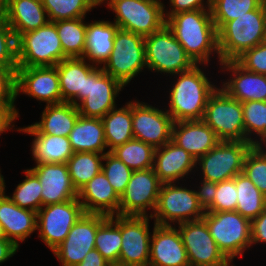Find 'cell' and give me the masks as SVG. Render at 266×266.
I'll return each instance as SVG.
<instances>
[{"label": "cell", "instance_id": "1", "mask_svg": "<svg viewBox=\"0 0 266 266\" xmlns=\"http://www.w3.org/2000/svg\"><path fill=\"white\" fill-rule=\"evenodd\" d=\"M167 27L196 65H207L211 55H218V33L210 9L173 14L166 19Z\"/></svg>", "mask_w": 266, "mask_h": 266}, {"label": "cell", "instance_id": "2", "mask_svg": "<svg viewBox=\"0 0 266 266\" xmlns=\"http://www.w3.org/2000/svg\"><path fill=\"white\" fill-rule=\"evenodd\" d=\"M200 65L178 73V78L169 89V107L164 108L174 122L202 120L209 96L217 89L211 84Z\"/></svg>", "mask_w": 266, "mask_h": 266}, {"label": "cell", "instance_id": "3", "mask_svg": "<svg viewBox=\"0 0 266 266\" xmlns=\"http://www.w3.org/2000/svg\"><path fill=\"white\" fill-rule=\"evenodd\" d=\"M217 33L221 63L236 60L266 40V0L257 9L226 22Z\"/></svg>", "mask_w": 266, "mask_h": 266}, {"label": "cell", "instance_id": "4", "mask_svg": "<svg viewBox=\"0 0 266 266\" xmlns=\"http://www.w3.org/2000/svg\"><path fill=\"white\" fill-rule=\"evenodd\" d=\"M104 2L115 12L113 23L120 29L147 37L166 25L161 0H100V5Z\"/></svg>", "mask_w": 266, "mask_h": 266}, {"label": "cell", "instance_id": "5", "mask_svg": "<svg viewBox=\"0 0 266 266\" xmlns=\"http://www.w3.org/2000/svg\"><path fill=\"white\" fill-rule=\"evenodd\" d=\"M219 250L232 263L251 247V221L237 211L207 212L202 218Z\"/></svg>", "mask_w": 266, "mask_h": 266}, {"label": "cell", "instance_id": "6", "mask_svg": "<svg viewBox=\"0 0 266 266\" xmlns=\"http://www.w3.org/2000/svg\"><path fill=\"white\" fill-rule=\"evenodd\" d=\"M144 68H147L144 37L118 28L103 71L126 87Z\"/></svg>", "mask_w": 266, "mask_h": 266}, {"label": "cell", "instance_id": "7", "mask_svg": "<svg viewBox=\"0 0 266 266\" xmlns=\"http://www.w3.org/2000/svg\"><path fill=\"white\" fill-rule=\"evenodd\" d=\"M64 59L66 57L53 22L17 38L18 67L56 66Z\"/></svg>", "mask_w": 266, "mask_h": 266}, {"label": "cell", "instance_id": "8", "mask_svg": "<svg viewBox=\"0 0 266 266\" xmlns=\"http://www.w3.org/2000/svg\"><path fill=\"white\" fill-rule=\"evenodd\" d=\"M144 42L146 64L150 71L177 76L196 65L167 25L144 37Z\"/></svg>", "mask_w": 266, "mask_h": 266}, {"label": "cell", "instance_id": "9", "mask_svg": "<svg viewBox=\"0 0 266 266\" xmlns=\"http://www.w3.org/2000/svg\"><path fill=\"white\" fill-rule=\"evenodd\" d=\"M204 214L205 210L198 202L195 190L174 182L162 184L151 218L156 225L171 226L175 222L180 224L200 220Z\"/></svg>", "mask_w": 266, "mask_h": 266}, {"label": "cell", "instance_id": "10", "mask_svg": "<svg viewBox=\"0 0 266 266\" xmlns=\"http://www.w3.org/2000/svg\"><path fill=\"white\" fill-rule=\"evenodd\" d=\"M202 120L221 141H247L242 103L220 87L209 96Z\"/></svg>", "mask_w": 266, "mask_h": 266}, {"label": "cell", "instance_id": "11", "mask_svg": "<svg viewBox=\"0 0 266 266\" xmlns=\"http://www.w3.org/2000/svg\"><path fill=\"white\" fill-rule=\"evenodd\" d=\"M251 147L249 141H220L196 160L202 179L218 183L234 178L242 172L246 154Z\"/></svg>", "mask_w": 266, "mask_h": 266}, {"label": "cell", "instance_id": "12", "mask_svg": "<svg viewBox=\"0 0 266 266\" xmlns=\"http://www.w3.org/2000/svg\"><path fill=\"white\" fill-rule=\"evenodd\" d=\"M84 213L78 198L42 206L37 212L39 238L53 252Z\"/></svg>", "mask_w": 266, "mask_h": 266}, {"label": "cell", "instance_id": "13", "mask_svg": "<svg viewBox=\"0 0 266 266\" xmlns=\"http://www.w3.org/2000/svg\"><path fill=\"white\" fill-rule=\"evenodd\" d=\"M124 86L102 67H96L85 77L84 93H80L77 108L81 116L102 118L117 107L116 97Z\"/></svg>", "mask_w": 266, "mask_h": 266}, {"label": "cell", "instance_id": "14", "mask_svg": "<svg viewBox=\"0 0 266 266\" xmlns=\"http://www.w3.org/2000/svg\"><path fill=\"white\" fill-rule=\"evenodd\" d=\"M162 184L153 168L133 171L120 197L118 215L149 216L147 212L152 209L151 217L155 211Z\"/></svg>", "mask_w": 266, "mask_h": 266}, {"label": "cell", "instance_id": "15", "mask_svg": "<svg viewBox=\"0 0 266 266\" xmlns=\"http://www.w3.org/2000/svg\"><path fill=\"white\" fill-rule=\"evenodd\" d=\"M189 264L195 266H235L219 250L203 219L178 224Z\"/></svg>", "mask_w": 266, "mask_h": 266}, {"label": "cell", "instance_id": "16", "mask_svg": "<svg viewBox=\"0 0 266 266\" xmlns=\"http://www.w3.org/2000/svg\"><path fill=\"white\" fill-rule=\"evenodd\" d=\"M109 216L84 213L73 225L64 241L53 251L62 266H76L95 249L98 227Z\"/></svg>", "mask_w": 266, "mask_h": 266}, {"label": "cell", "instance_id": "17", "mask_svg": "<svg viewBox=\"0 0 266 266\" xmlns=\"http://www.w3.org/2000/svg\"><path fill=\"white\" fill-rule=\"evenodd\" d=\"M174 120L165 110L148 103L132 101V129L134 138L155 149L172 140Z\"/></svg>", "mask_w": 266, "mask_h": 266}, {"label": "cell", "instance_id": "18", "mask_svg": "<svg viewBox=\"0 0 266 266\" xmlns=\"http://www.w3.org/2000/svg\"><path fill=\"white\" fill-rule=\"evenodd\" d=\"M15 100L20 93L45 102L46 105L62 102L56 66L18 67L15 73Z\"/></svg>", "mask_w": 266, "mask_h": 266}, {"label": "cell", "instance_id": "19", "mask_svg": "<svg viewBox=\"0 0 266 266\" xmlns=\"http://www.w3.org/2000/svg\"><path fill=\"white\" fill-rule=\"evenodd\" d=\"M150 216H122V245L119 264L125 266H148L150 242Z\"/></svg>", "mask_w": 266, "mask_h": 266}, {"label": "cell", "instance_id": "20", "mask_svg": "<svg viewBox=\"0 0 266 266\" xmlns=\"http://www.w3.org/2000/svg\"><path fill=\"white\" fill-rule=\"evenodd\" d=\"M30 170L42 185V206L78 198L66 163H40Z\"/></svg>", "mask_w": 266, "mask_h": 266}, {"label": "cell", "instance_id": "21", "mask_svg": "<svg viewBox=\"0 0 266 266\" xmlns=\"http://www.w3.org/2000/svg\"><path fill=\"white\" fill-rule=\"evenodd\" d=\"M175 225L161 226L154 223L148 266L189 265L186 249Z\"/></svg>", "mask_w": 266, "mask_h": 266}, {"label": "cell", "instance_id": "22", "mask_svg": "<svg viewBox=\"0 0 266 266\" xmlns=\"http://www.w3.org/2000/svg\"><path fill=\"white\" fill-rule=\"evenodd\" d=\"M222 71L232 73L221 88L232 98L242 102L266 101V75L243 68L236 60L220 63ZM233 76V77H232Z\"/></svg>", "mask_w": 266, "mask_h": 266}, {"label": "cell", "instance_id": "23", "mask_svg": "<svg viewBox=\"0 0 266 266\" xmlns=\"http://www.w3.org/2000/svg\"><path fill=\"white\" fill-rule=\"evenodd\" d=\"M195 167L196 159L172 140L155 149L153 169L162 183L180 184L179 180L194 173Z\"/></svg>", "mask_w": 266, "mask_h": 266}, {"label": "cell", "instance_id": "24", "mask_svg": "<svg viewBox=\"0 0 266 266\" xmlns=\"http://www.w3.org/2000/svg\"><path fill=\"white\" fill-rule=\"evenodd\" d=\"M172 141L197 160L221 140L203 120H182L173 124Z\"/></svg>", "mask_w": 266, "mask_h": 266}, {"label": "cell", "instance_id": "25", "mask_svg": "<svg viewBox=\"0 0 266 266\" xmlns=\"http://www.w3.org/2000/svg\"><path fill=\"white\" fill-rule=\"evenodd\" d=\"M80 114L77 106L70 102L46 105L41 120L27 127L16 129L25 134H48L68 137Z\"/></svg>", "mask_w": 266, "mask_h": 266}, {"label": "cell", "instance_id": "26", "mask_svg": "<svg viewBox=\"0 0 266 266\" xmlns=\"http://www.w3.org/2000/svg\"><path fill=\"white\" fill-rule=\"evenodd\" d=\"M78 199L85 213L118 215L120 197L102 170L78 192Z\"/></svg>", "mask_w": 266, "mask_h": 266}, {"label": "cell", "instance_id": "27", "mask_svg": "<svg viewBox=\"0 0 266 266\" xmlns=\"http://www.w3.org/2000/svg\"><path fill=\"white\" fill-rule=\"evenodd\" d=\"M0 223L6 239L19 248V242L37 230V212L17 206L4 191L0 195Z\"/></svg>", "mask_w": 266, "mask_h": 266}, {"label": "cell", "instance_id": "28", "mask_svg": "<svg viewBox=\"0 0 266 266\" xmlns=\"http://www.w3.org/2000/svg\"><path fill=\"white\" fill-rule=\"evenodd\" d=\"M3 18L12 28L16 38L49 22L42 0H6Z\"/></svg>", "mask_w": 266, "mask_h": 266}, {"label": "cell", "instance_id": "29", "mask_svg": "<svg viewBox=\"0 0 266 266\" xmlns=\"http://www.w3.org/2000/svg\"><path fill=\"white\" fill-rule=\"evenodd\" d=\"M84 58H66L56 65L59 76L62 102H70L77 106L80 93H84L85 77L96 66Z\"/></svg>", "mask_w": 266, "mask_h": 266}, {"label": "cell", "instance_id": "30", "mask_svg": "<svg viewBox=\"0 0 266 266\" xmlns=\"http://www.w3.org/2000/svg\"><path fill=\"white\" fill-rule=\"evenodd\" d=\"M117 30L118 26L110 21L98 20L87 23L83 58L96 67L104 66L113 49L114 35Z\"/></svg>", "mask_w": 266, "mask_h": 266}, {"label": "cell", "instance_id": "31", "mask_svg": "<svg viewBox=\"0 0 266 266\" xmlns=\"http://www.w3.org/2000/svg\"><path fill=\"white\" fill-rule=\"evenodd\" d=\"M68 138L73 152L107 153L104 125L100 118L80 115Z\"/></svg>", "mask_w": 266, "mask_h": 266}, {"label": "cell", "instance_id": "32", "mask_svg": "<svg viewBox=\"0 0 266 266\" xmlns=\"http://www.w3.org/2000/svg\"><path fill=\"white\" fill-rule=\"evenodd\" d=\"M107 151L111 152L117 146L134 138L132 129V101L121 108H114L101 118Z\"/></svg>", "mask_w": 266, "mask_h": 266}, {"label": "cell", "instance_id": "33", "mask_svg": "<svg viewBox=\"0 0 266 266\" xmlns=\"http://www.w3.org/2000/svg\"><path fill=\"white\" fill-rule=\"evenodd\" d=\"M34 136L31 151L36 164L66 163L73 155L68 137L48 134H29Z\"/></svg>", "mask_w": 266, "mask_h": 266}, {"label": "cell", "instance_id": "34", "mask_svg": "<svg viewBox=\"0 0 266 266\" xmlns=\"http://www.w3.org/2000/svg\"><path fill=\"white\" fill-rule=\"evenodd\" d=\"M85 17L58 20L56 26L66 58H83L86 45L87 23Z\"/></svg>", "mask_w": 266, "mask_h": 266}, {"label": "cell", "instance_id": "35", "mask_svg": "<svg viewBox=\"0 0 266 266\" xmlns=\"http://www.w3.org/2000/svg\"><path fill=\"white\" fill-rule=\"evenodd\" d=\"M121 245V215L109 216L97 229L95 249L110 264H119Z\"/></svg>", "mask_w": 266, "mask_h": 266}, {"label": "cell", "instance_id": "36", "mask_svg": "<svg viewBox=\"0 0 266 266\" xmlns=\"http://www.w3.org/2000/svg\"><path fill=\"white\" fill-rule=\"evenodd\" d=\"M104 154L96 152H74L66 162L71 181L79 192L102 170Z\"/></svg>", "mask_w": 266, "mask_h": 266}, {"label": "cell", "instance_id": "37", "mask_svg": "<svg viewBox=\"0 0 266 266\" xmlns=\"http://www.w3.org/2000/svg\"><path fill=\"white\" fill-rule=\"evenodd\" d=\"M236 211L250 221L266 209V197L242 172L235 176Z\"/></svg>", "mask_w": 266, "mask_h": 266}, {"label": "cell", "instance_id": "38", "mask_svg": "<svg viewBox=\"0 0 266 266\" xmlns=\"http://www.w3.org/2000/svg\"><path fill=\"white\" fill-rule=\"evenodd\" d=\"M155 148L141 140L133 138L111 151L132 171L146 170L154 166Z\"/></svg>", "mask_w": 266, "mask_h": 266}, {"label": "cell", "instance_id": "39", "mask_svg": "<svg viewBox=\"0 0 266 266\" xmlns=\"http://www.w3.org/2000/svg\"><path fill=\"white\" fill-rule=\"evenodd\" d=\"M49 22L86 17L100 0H42Z\"/></svg>", "mask_w": 266, "mask_h": 266}, {"label": "cell", "instance_id": "40", "mask_svg": "<svg viewBox=\"0 0 266 266\" xmlns=\"http://www.w3.org/2000/svg\"><path fill=\"white\" fill-rule=\"evenodd\" d=\"M265 0H209L211 17L218 31L226 22L257 9Z\"/></svg>", "mask_w": 266, "mask_h": 266}, {"label": "cell", "instance_id": "41", "mask_svg": "<svg viewBox=\"0 0 266 266\" xmlns=\"http://www.w3.org/2000/svg\"><path fill=\"white\" fill-rule=\"evenodd\" d=\"M25 179L17 185L9 198L19 207L38 212L42 207V185L38 177L30 170L23 171Z\"/></svg>", "mask_w": 266, "mask_h": 266}, {"label": "cell", "instance_id": "42", "mask_svg": "<svg viewBox=\"0 0 266 266\" xmlns=\"http://www.w3.org/2000/svg\"><path fill=\"white\" fill-rule=\"evenodd\" d=\"M242 109L245 138L253 143L266 130V101L242 102ZM254 134H256L255 139Z\"/></svg>", "mask_w": 266, "mask_h": 266}, {"label": "cell", "instance_id": "43", "mask_svg": "<svg viewBox=\"0 0 266 266\" xmlns=\"http://www.w3.org/2000/svg\"><path fill=\"white\" fill-rule=\"evenodd\" d=\"M102 171L119 197L124 193L132 170L111 152L104 154Z\"/></svg>", "mask_w": 266, "mask_h": 266}, {"label": "cell", "instance_id": "44", "mask_svg": "<svg viewBox=\"0 0 266 266\" xmlns=\"http://www.w3.org/2000/svg\"><path fill=\"white\" fill-rule=\"evenodd\" d=\"M0 68L9 70L14 76L17 64V38L7 21L0 18Z\"/></svg>", "mask_w": 266, "mask_h": 266}, {"label": "cell", "instance_id": "45", "mask_svg": "<svg viewBox=\"0 0 266 266\" xmlns=\"http://www.w3.org/2000/svg\"><path fill=\"white\" fill-rule=\"evenodd\" d=\"M242 173L266 197V155L258 152L252 146L246 154Z\"/></svg>", "mask_w": 266, "mask_h": 266}, {"label": "cell", "instance_id": "46", "mask_svg": "<svg viewBox=\"0 0 266 266\" xmlns=\"http://www.w3.org/2000/svg\"><path fill=\"white\" fill-rule=\"evenodd\" d=\"M237 189L235 177L216 183V193L213 203L205 210L207 212L236 211Z\"/></svg>", "mask_w": 266, "mask_h": 266}, {"label": "cell", "instance_id": "47", "mask_svg": "<svg viewBox=\"0 0 266 266\" xmlns=\"http://www.w3.org/2000/svg\"><path fill=\"white\" fill-rule=\"evenodd\" d=\"M236 61L248 71L266 75V40L246 50Z\"/></svg>", "mask_w": 266, "mask_h": 266}, {"label": "cell", "instance_id": "48", "mask_svg": "<svg viewBox=\"0 0 266 266\" xmlns=\"http://www.w3.org/2000/svg\"><path fill=\"white\" fill-rule=\"evenodd\" d=\"M15 76L0 68V106H15Z\"/></svg>", "mask_w": 266, "mask_h": 266}, {"label": "cell", "instance_id": "49", "mask_svg": "<svg viewBox=\"0 0 266 266\" xmlns=\"http://www.w3.org/2000/svg\"><path fill=\"white\" fill-rule=\"evenodd\" d=\"M169 2L171 7L170 11L166 10V6L164 5L165 19L179 12L210 9L209 0H206V3L204 0H169Z\"/></svg>", "mask_w": 266, "mask_h": 266}, {"label": "cell", "instance_id": "50", "mask_svg": "<svg viewBox=\"0 0 266 266\" xmlns=\"http://www.w3.org/2000/svg\"><path fill=\"white\" fill-rule=\"evenodd\" d=\"M201 184L198 186L196 192V196L198 198V202L206 210L214 201L215 193H216V183L208 180H201Z\"/></svg>", "mask_w": 266, "mask_h": 266}, {"label": "cell", "instance_id": "51", "mask_svg": "<svg viewBox=\"0 0 266 266\" xmlns=\"http://www.w3.org/2000/svg\"><path fill=\"white\" fill-rule=\"evenodd\" d=\"M266 243V209L251 220V245Z\"/></svg>", "mask_w": 266, "mask_h": 266}, {"label": "cell", "instance_id": "52", "mask_svg": "<svg viewBox=\"0 0 266 266\" xmlns=\"http://www.w3.org/2000/svg\"><path fill=\"white\" fill-rule=\"evenodd\" d=\"M19 115L15 106H0V135L15 127L13 123Z\"/></svg>", "mask_w": 266, "mask_h": 266}, {"label": "cell", "instance_id": "53", "mask_svg": "<svg viewBox=\"0 0 266 266\" xmlns=\"http://www.w3.org/2000/svg\"><path fill=\"white\" fill-rule=\"evenodd\" d=\"M109 262L101 255V253L94 249L88 252L83 261L76 266H109Z\"/></svg>", "mask_w": 266, "mask_h": 266}, {"label": "cell", "instance_id": "54", "mask_svg": "<svg viewBox=\"0 0 266 266\" xmlns=\"http://www.w3.org/2000/svg\"><path fill=\"white\" fill-rule=\"evenodd\" d=\"M18 251V247L9 239L0 238V265Z\"/></svg>", "mask_w": 266, "mask_h": 266}, {"label": "cell", "instance_id": "55", "mask_svg": "<svg viewBox=\"0 0 266 266\" xmlns=\"http://www.w3.org/2000/svg\"><path fill=\"white\" fill-rule=\"evenodd\" d=\"M260 139V140H259ZM263 143V144H262ZM263 145L266 147V130L259 136L258 140H255L252 143V146L260 153L266 155V151L263 147Z\"/></svg>", "mask_w": 266, "mask_h": 266}, {"label": "cell", "instance_id": "56", "mask_svg": "<svg viewBox=\"0 0 266 266\" xmlns=\"http://www.w3.org/2000/svg\"><path fill=\"white\" fill-rule=\"evenodd\" d=\"M5 187L6 185H5L4 176L1 174L0 170V195L6 190Z\"/></svg>", "mask_w": 266, "mask_h": 266}, {"label": "cell", "instance_id": "57", "mask_svg": "<svg viewBox=\"0 0 266 266\" xmlns=\"http://www.w3.org/2000/svg\"><path fill=\"white\" fill-rule=\"evenodd\" d=\"M6 8V0H0V18L4 16Z\"/></svg>", "mask_w": 266, "mask_h": 266}, {"label": "cell", "instance_id": "58", "mask_svg": "<svg viewBox=\"0 0 266 266\" xmlns=\"http://www.w3.org/2000/svg\"><path fill=\"white\" fill-rule=\"evenodd\" d=\"M0 238H6L2 224L0 223Z\"/></svg>", "mask_w": 266, "mask_h": 266}, {"label": "cell", "instance_id": "59", "mask_svg": "<svg viewBox=\"0 0 266 266\" xmlns=\"http://www.w3.org/2000/svg\"><path fill=\"white\" fill-rule=\"evenodd\" d=\"M109 266H125V265H121V264H118V263H114V264H109Z\"/></svg>", "mask_w": 266, "mask_h": 266}]
</instances>
